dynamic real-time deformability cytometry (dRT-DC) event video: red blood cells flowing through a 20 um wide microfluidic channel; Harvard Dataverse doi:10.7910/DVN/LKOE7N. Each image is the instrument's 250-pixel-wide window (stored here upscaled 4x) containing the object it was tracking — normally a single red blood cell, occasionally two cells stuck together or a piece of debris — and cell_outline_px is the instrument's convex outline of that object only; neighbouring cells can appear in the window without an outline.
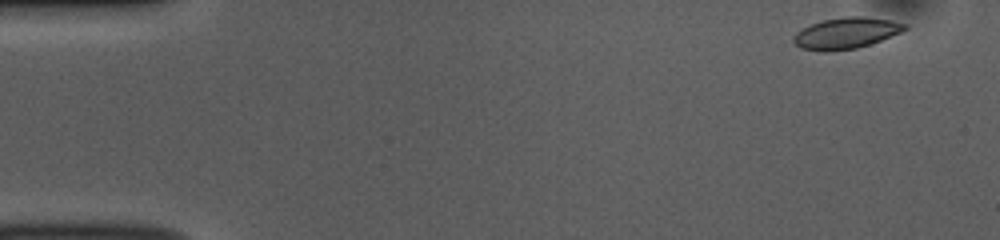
{"species": "common noctule bat (a hibernating species)", "species_latin": "Nyctalus noctula", "temperature_condition": "room temperature", "stored_images_in_passage": 49, "camera_frame_rate_fps": 3000, "um_per_image_px": 0.085, "animal": {"sex": "female", "body_mass_g": 10.0, "forearm_length_mm": 53.1}, "frame": {"image": 1, "passage_image": 1, "time_ms": 0.0, "image_size_px": [1000, 240], "cell_outline_px": [[908, 28], [900, 32], [872, 44], [856, 48], [824, 52], [800, 48], [792, 40], [792, 36], [796, 32], [812, 24], [824, 20], [844, 16], [864, 16], [888, 20], [908, 24]], "centroid_in_image_um": [71.91, 2.82], "position_along_channel_um": 13.1, "area_um2": 20.17}}
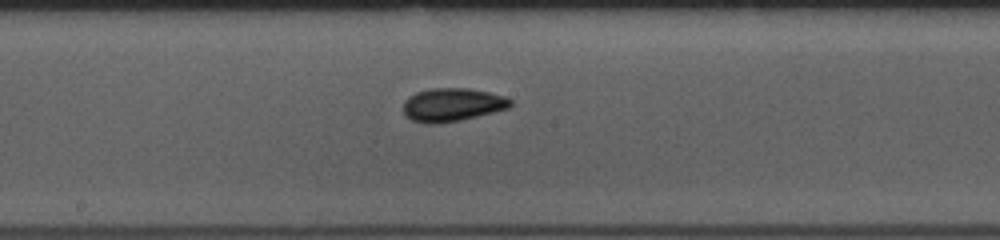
{"frame": {"image": 2, "passage_image": 25, "time_ms": 8.0, "image_size_px": [1000, 240], "cell_outline_px": [[512, 104], [508, 108], [460, 120], [440, 124], [424, 124], [412, 120], [404, 116], [404, 100], [408, 96], [416, 92], [428, 88], [468, 88], [488, 92], [504, 96], [512, 100]], "centroid_in_image_um": [38.39, 8.9], "position_along_channel_um": 209.8, "area_um2": 20.92}}
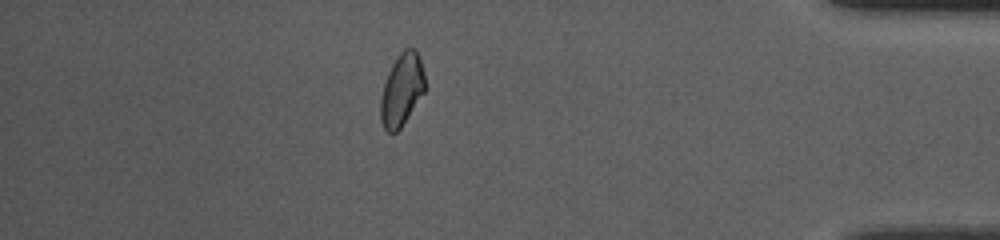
{"frame": {"image": 3, "passage_image": 43, "time_ms": 14.0, "image_size_px": [1000, 240], "cell_outline_px": [[428, 88], [400, 128], [396, 132], [388, 132], [384, 128], [380, 120], [380, 100], [384, 84], [388, 72], [392, 64], [400, 52], [404, 48], [412, 48], [416, 52], [420, 60], [424, 72]], "centroid_in_image_um": [34.17, 7.63], "position_along_channel_um": 401.0, "area_um2": 18.84}, "authors_computed_cell_mechanics": {"area_um2": 19.7098, "velocity_mm_per_s": 3.8483, "shape_relaxation_time_tau1_ms": 2.3651, "shape_relaxation_time_tau2_ms": 1.6877, "deformation_change_tau1": 0.0755, "deformation_change_tau2": 0.0527}}